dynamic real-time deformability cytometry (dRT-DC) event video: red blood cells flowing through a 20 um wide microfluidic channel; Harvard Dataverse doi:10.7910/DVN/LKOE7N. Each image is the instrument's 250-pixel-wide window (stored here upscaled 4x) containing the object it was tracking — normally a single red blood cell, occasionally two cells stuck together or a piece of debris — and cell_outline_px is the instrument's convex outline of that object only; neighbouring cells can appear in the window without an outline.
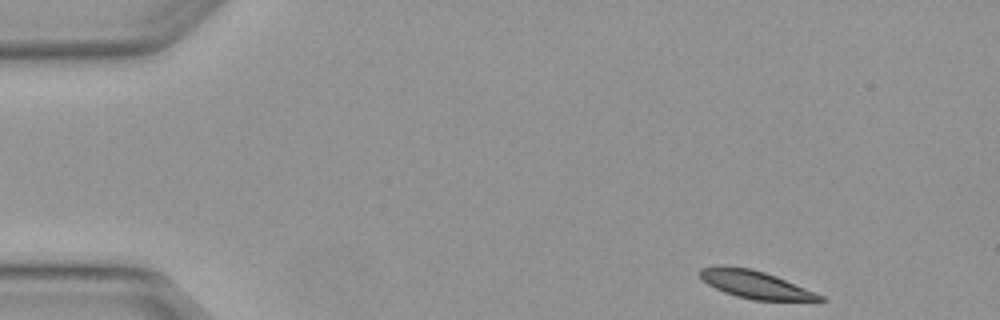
{"species": "Egyptian fruit bat (a non-hibernating species)", "species_latin": "Rousettus aegyptiacus", "temperature_condition": "warm", "stored_images_in_passage": 6, "camera_frame_rate_fps": 3000, "um_per_image_px": 0.085, "animal": {"sex": "female"}, "frame": {"image": 1, "passage_image": 1, "time_ms": 0.0, "image_size_px": [1000, 320], "cell_outline_px": [[824, 300], [752, 300], [736, 296], [724, 292], [708, 284], [700, 276], [700, 268], [716, 264], [720, 264], [748, 268], [764, 272], [776, 276], [824, 296]], "centroid_in_image_um": [64.13, 24.16], "position_along_channel_um": 20.9, "area_um2": 19.13}}
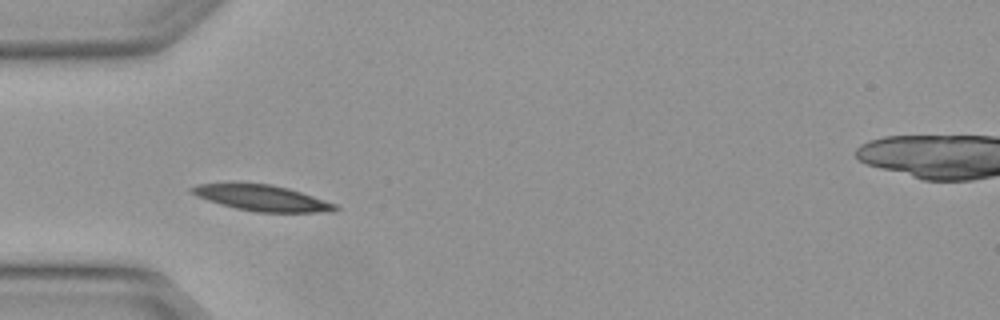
{"frame": {"image": 2, "passage_image": 4, "time_ms": 1.0, "image_size_px": [1000, 320], "cell_outline_px": [[340, 208], [332, 212], [256, 212], [236, 208], [220, 204], [196, 196], [188, 192], [188, 188], [196, 184], [228, 180], [272, 184], [288, 188], [336, 204]], "centroid_in_image_um": [22.13, 16.77], "position_along_channel_um": 62.9, "area_um2": 22.48}}
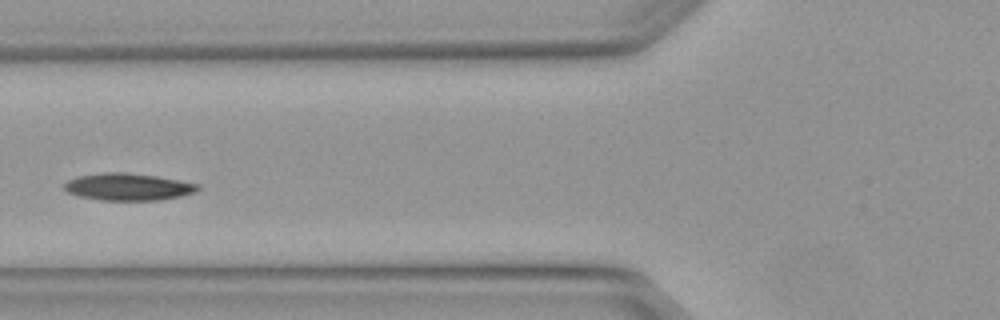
{"frame": {"image": 3, "passage_image": 5, "time_ms": 1.333, "image_size_px": [1000, 320], "cell_outline_px": [[200, 188], [192, 192], [180, 196], [160, 200], [100, 200], [80, 196], [68, 192], [64, 188], [64, 184], [68, 180], [80, 176], [104, 172], [124, 172], [156, 176], [200, 184]], "centroid_in_image_um": [10.88, 15.88], "position_along_channel_um": 114.9, "area_um2": 20.87}}